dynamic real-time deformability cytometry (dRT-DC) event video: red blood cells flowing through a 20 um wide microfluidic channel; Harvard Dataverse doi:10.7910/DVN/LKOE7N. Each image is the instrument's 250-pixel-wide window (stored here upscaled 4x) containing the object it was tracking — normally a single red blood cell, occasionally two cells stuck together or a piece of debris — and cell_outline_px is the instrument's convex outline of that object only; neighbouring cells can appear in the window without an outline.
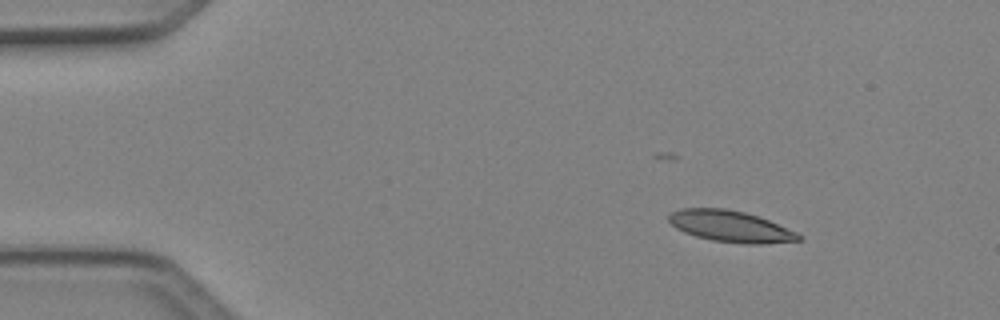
{"species": "Egyptian fruit bat (a non-hibernating species)", "species_latin": "Rousettus aegyptiacus", "temperature_condition": "cold", "stored_images_in_passage": 3, "camera_frame_rate_fps": 3000, "um_per_image_px": 0.085, "animal": {"sex": "female"}, "frame": {"image": 1, "passage_image": 1, "time_ms": 0.0, "image_size_px": [1000, 320], "cell_outline_px": [[804, 240], [764, 244], [748, 244], [712, 240], [696, 236], [684, 232], [676, 228], [668, 220], [668, 216], [672, 212], [680, 208], [724, 208], [744, 212], [768, 220], [796, 232], [804, 236]], "centroid_in_image_um": [62.11, 19.24], "position_along_channel_um": 22.9, "area_um2": 23.64}}
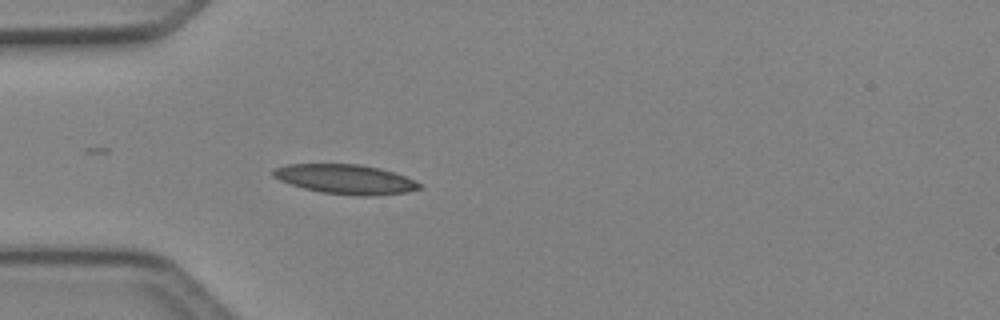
{"frame": {"image": 2, "passage_image": 3, "time_ms": 0.667, "image_size_px": [1000, 320], "cell_outline_px": [[420, 188], [408, 192], [372, 196], [360, 196], [320, 192], [304, 188], [280, 180], [272, 176], [272, 168], [288, 164], [360, 164], [380, 168], [404, 176], [420, 184]], "centroid_in_image_um": [29.33, 15.23], "position_along_channel_um": 55.7, "area_um2": 25.03}}